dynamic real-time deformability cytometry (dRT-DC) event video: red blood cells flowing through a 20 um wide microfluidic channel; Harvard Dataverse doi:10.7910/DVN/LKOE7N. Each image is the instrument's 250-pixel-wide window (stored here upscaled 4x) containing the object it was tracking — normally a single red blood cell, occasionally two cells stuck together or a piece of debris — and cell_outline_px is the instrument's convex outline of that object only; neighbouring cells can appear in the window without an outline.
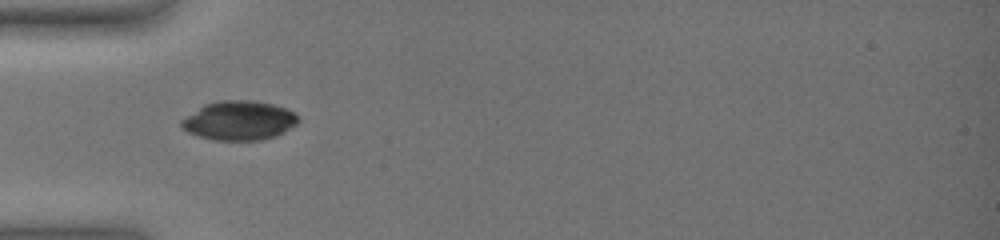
{"species": "common noctule bat (a hibernating species)", "species_latin": "Nyctalus noctula", "temperature_condition": "warm", "stored_images_in_passage": 37, "camera_frame_rate_fps": 3000, "um_per_image_px": 0.085, "animal": {"sex": "female", "body_mass_g": 19.0, "forearm_length_mm": 51.5}, "frame": {"image": 1, "passage_image": 1, "time_ms": 0.0, "image_size_px": [1000, 240], "cell_outline_px": [[300, 120], [296, 124], [284, 132], [276, 136], [260, 140], [212, 140], [196, 136], [180, 128], [180, 120], [204, 104], [220, 100], [252, 100], [272, 104], [284, 108], [292, 112]], "centroid_in_image_um": [20.27, 10.25], "position_along_channel_um": 64.7, "area_um2": 26.76}}
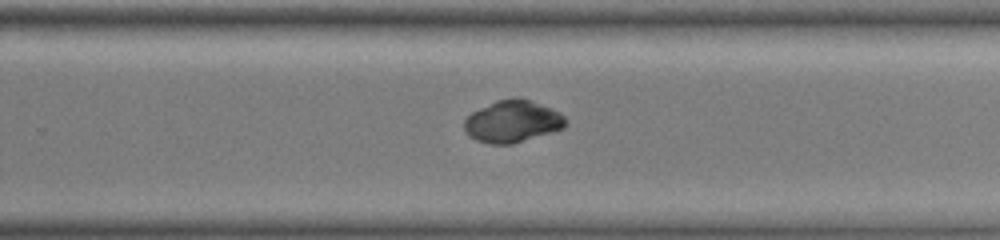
{"frame": {"image": 2, "passage_image": 20, "time_ms": 6.333, "image_size_px": [1000, 240], "cell_outline_px": [[568, 124], [564, 128], [512, 144], [488, 144], [476, 140], [468, 136], [464, 128], [464, 120], [472, 112], [496, 100], [528, 100], [552, 108], [564, 116], [568, 120]], "centroid_in_image_um": [43.56, 10.35], "position_along_channel_um": 286.2, "area_um2": 24.45}}
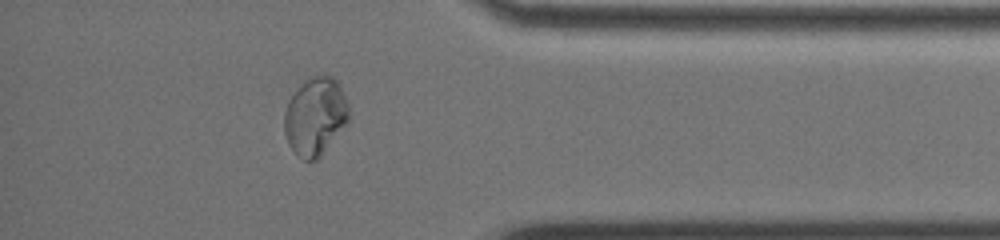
{"frame": {"image": 3, "passage_image": 31, "time_ms": 10.0, "image_size_px": [1000, 240], "cell_outline_px": [[348, 120], [320, 160], [304, 160], [296, 156], [288, 144], [284, 132], [284, 112], [288, 100], [312, 76], [324, 72], [332, 76], [340, 84], [348, 104]], "centroid_in_image_um": [26.8, 9.92], "position_along_channel_um": 408.4, "area_um2": 29.54}}